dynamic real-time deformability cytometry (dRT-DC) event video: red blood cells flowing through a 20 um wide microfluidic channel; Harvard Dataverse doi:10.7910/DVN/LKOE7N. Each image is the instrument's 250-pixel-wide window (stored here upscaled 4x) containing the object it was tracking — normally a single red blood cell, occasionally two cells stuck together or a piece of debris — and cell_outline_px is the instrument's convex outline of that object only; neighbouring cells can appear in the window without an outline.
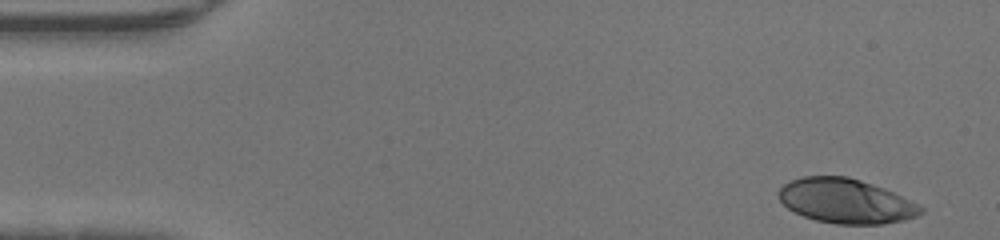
{"species": "human", "species_latin": "Homo sapiens", "temperature_condition": "warm", "stored_images_in_passage": 38, "camera_frame_rate_fps": 3000, "um_per_image_px": 0.085, "donor": {"sex": "male"}, "frame": {"image": 1, "passage_image": 1, "time_ms": 0.0, "image_size_px": [1000, 240], "cell_outline_px": [[924, 212], [916, 216], [904, 220], [880, 224], [836, 224], [816, 220], [804, 216], [788, 208], [780, 200], [780, 188], [784, 184], [792, 180], [804, 176], [848, 176], [884, 188], [924, 208]], "centroid_in_image_um": [71.89, 17.09], "position_along_channel_um": 13.1, "area_um2": 36.41}}
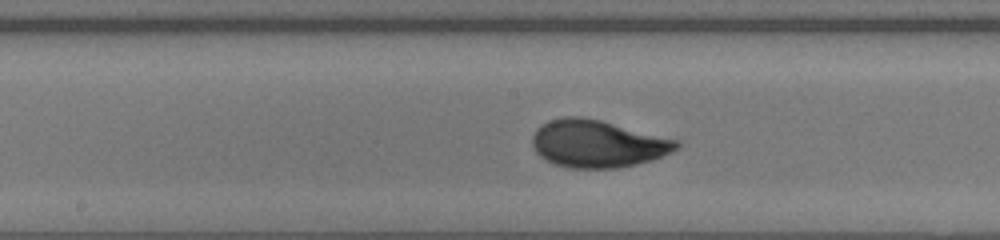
{"frame": {"image": 2, "passage_image": 22, "time_ms": 7.0, "image_size_px": [1000, 240], "cell_outline_px": [[680, 144], [672, 152], [652, 160], [636, 164], [616, 168], [568, 168], [544, 160], [532, 148], [532, 136], [536, 128], [540, 124], [548, 120], [564, 116], [580, 116], [600, 120], [680, 140]], "centroid_in_image_um": [50.76, 12.21], "position_along_channel_um": 197.4, "area_um2": 40.11}}
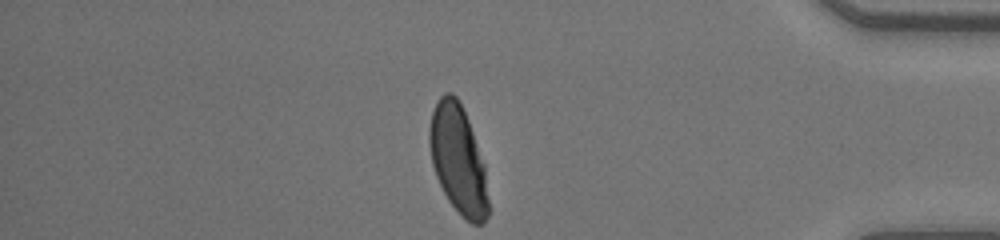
{"frame": {"image": 3, "passage_image": 38, "time_ms": 12.333, "image_size_px": [1000, 240], "cell_outline_px": [[492, 208], [488, 216], [480, 224], [472, 224], [448, 200], [436, 176], [432, 164], [428, 144], [428, 132], [432, 112], [440, 96], [444, 92], [452, 92], [456, 96], [468, 120], [484, 164]], "centroid_in_image_um": [38.96, 13.59], "position_along_channel_um": 396.2, "area_um2": 37.4}}